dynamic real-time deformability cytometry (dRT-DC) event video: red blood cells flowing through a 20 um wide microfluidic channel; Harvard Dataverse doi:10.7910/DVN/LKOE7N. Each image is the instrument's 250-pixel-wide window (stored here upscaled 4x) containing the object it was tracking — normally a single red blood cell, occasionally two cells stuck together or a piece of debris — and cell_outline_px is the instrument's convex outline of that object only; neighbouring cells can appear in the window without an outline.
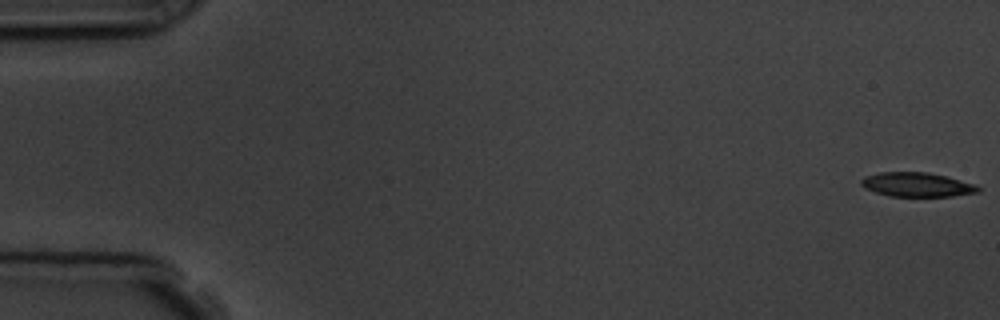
{"species": "common noctule bat (a hibernating species)", "species_latin": "Nyctalus noctula", "temperature_condition": "room temperature", "stored_images_in_passage": 9, "camera_frame_rate_fps": 3000, "um_per_image_px": 0.085, "animal": {"sex": "male", "body_mass_g": 19.5, "forearm_length_mm": 54.6}, "frame": {"image": 1, "passage_image": 1, "time_ms": 0.0, "image_size_px": [1000, 320], "cell_outline_px": [[980, 192], [952, 196], [888, 196], [864, 188], [860, 184], [860, 180], [864, 176], [880, 172], [928, 172], [976, 184], [980, 188]], "centroid_in_image_um": [77.92, 15.69], "position_along_channel_um": 7.1, "area_um2": 16.53}}
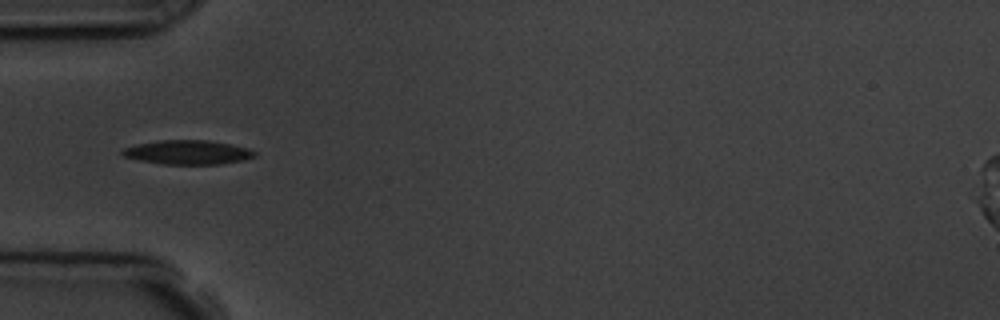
{"frame": {"image": 2, "passage_image": 6, "time_ms": 5.667, "image_size_px": [1000, 320], "cell_outline_px": [[256, 156], [244, 160], [220, 164], [164, 164], [140, 160], [124, 156], [120, 152], [124, 148], [140, 144], [160, 140], [208, 140], [232, 144], [248, 148], [256, 152]], "centroid_in_image_um": [16.01, 12.94], "position_along_channel_um": 69.0, "area_um2": 18.5}}